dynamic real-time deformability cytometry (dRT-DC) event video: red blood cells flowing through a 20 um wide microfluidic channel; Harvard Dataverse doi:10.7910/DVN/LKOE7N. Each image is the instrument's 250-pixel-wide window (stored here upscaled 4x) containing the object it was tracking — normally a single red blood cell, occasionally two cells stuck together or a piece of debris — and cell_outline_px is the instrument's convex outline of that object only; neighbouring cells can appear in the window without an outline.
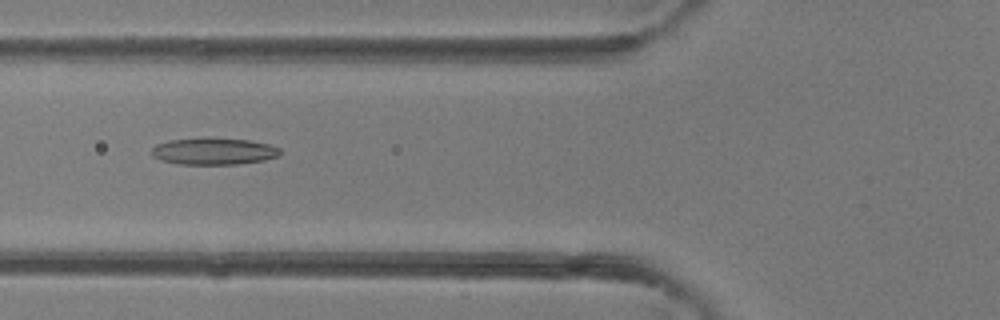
{"species": "common noctule bat (a hibernating species)", "species_latin": "Nyctalus noctula", "temperature_condition": "room temperature", "stored_images_in_passage": 41, "camera_frame_rate_fps": 3000, "um_per_image_px": 0.085, "animal": {"sex": "female"}, "frame": {"image": 1, "passage_image": 16, "time_ms": 5.0, "image_size_px": [1000, 320], "cell_outline_px": [[280, 156], [264, 160], [240, 164], [180, 164], [160, 160], [152, 156], [152, 148], [156, 144], [168, 140], [204, 136], [212, 136], [248, 140], [268, 144], [280, 148]], "centroid_in_image_um": [18.15, 12.83], "position_along_channel_um": 107.7, "area_um2": 20.63}}
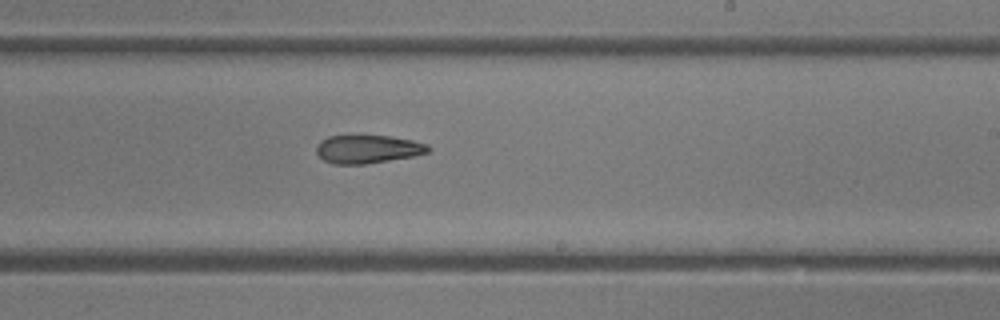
{"frame": {"image": 2, "passage_image": 25, "time_ms": 8.0, "image_size_px": [1000, 320], "cell_outline_px": [[432, 148], [428, 152], [412, 156], [364, 164], [332, 164], [324, 160], [316, 152], [316, 144], [320, 140], [328, 136], [392, 136], [412, 140], [428, 144]], "centroid_in_image_um": [31.24, 12.67], "position_along_channel_um": 257.8, "area_um2": 18.38}}
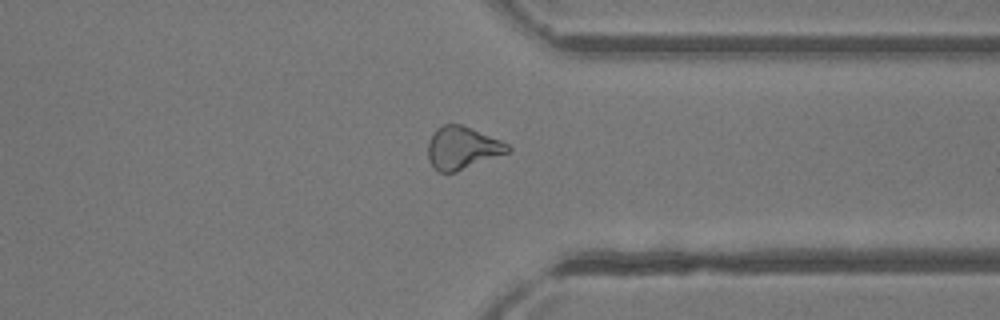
{"frame": {"image": 3, "passage_image": 32, "time_ms": 10.333, "image_size_px": [1000, 320], "cell_outline_px": [[512, 152], [456, 172], [440, 172], [432, 168], [428, 160], [428, 144], [436, 128], [444, 124], [460, 124], [500, 140], [508, 144], [512, 148]], "centroid_in_image_um": [39.31, 12.6], "position_along_channel_um": 372.1, "area_um2": 19.94}}